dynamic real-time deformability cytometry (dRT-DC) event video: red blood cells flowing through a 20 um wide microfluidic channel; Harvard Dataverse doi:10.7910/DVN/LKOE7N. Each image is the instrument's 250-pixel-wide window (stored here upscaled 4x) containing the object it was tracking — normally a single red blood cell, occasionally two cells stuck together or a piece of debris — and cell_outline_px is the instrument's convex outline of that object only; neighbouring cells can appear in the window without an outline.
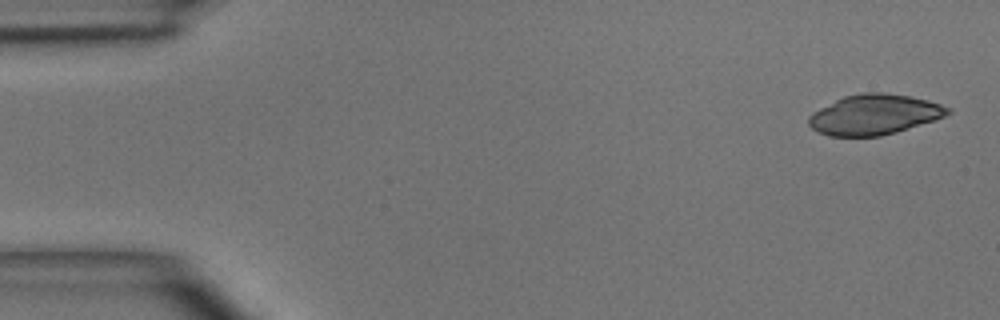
{"species": "common noctule bat (a hibernating species)", "species_latin": "Nyctalus noctula", "temperature_condition": "room temperature", "stored_images_in_passage": 4, "camera_frame_rate_fps": 3000, "um_per_image_px": 0.085, "animal": {"sex": "male", "body_mass_g": 15.6}, "frame": {"image": 1, "passage_image": 1, "time_ms": 0.0, "image_size_px": [1000, 320], "cell_outline_px": [[952, 112], [936, 120], [896, 132], [880, 136], [828, 136], [812, 128], [808, 124], [808, 116], [812, 112], [844, 96], [864, 92], [880, 92], [908, 96], [928, 100], [952, 108]], "centroid_in_image_um": [74.33, 9.74], "position_along_channel_um": 10.7, "area_um2": 32.54}}